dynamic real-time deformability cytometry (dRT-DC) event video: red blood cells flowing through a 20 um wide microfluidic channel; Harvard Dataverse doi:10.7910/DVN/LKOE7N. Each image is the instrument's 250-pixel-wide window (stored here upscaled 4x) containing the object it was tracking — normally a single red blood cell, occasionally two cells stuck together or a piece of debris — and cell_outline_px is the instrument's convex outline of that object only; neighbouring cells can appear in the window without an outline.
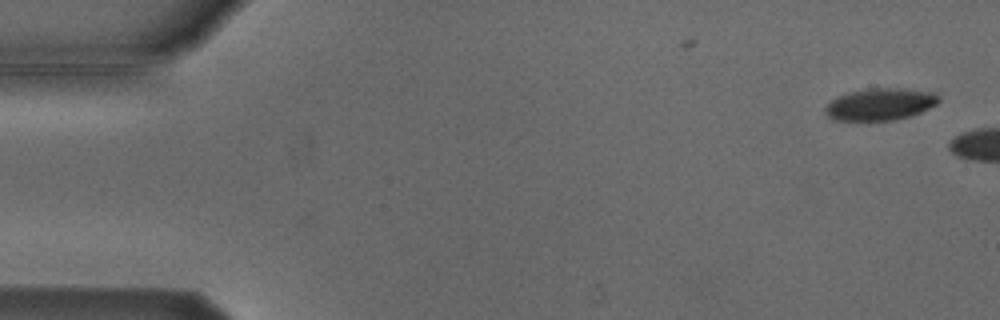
{"species": "Egyptian fruit bat (a non-hibernating species)", "species_latin": "Rousettus aegyptiacus", "temperature_condition": "cold", "stored_images_in_passage": 2, "camera_frame_rate_fps": 3000, "um_per_image_px": 0.085, "animal": {"sex": "male"}, "frame": {"image": 1, "passage_image": 2, "time_ms": 1.333, "image_size_px": [1000, 320], "cell_outline_px": [[940, 100], [936, 104], [912, 116], [892, 120], [832, 120], [824, 112], [824, 108], [832, 100], [840, 96], [852, 92], [872, 88], [904, 88], [932, 92], [940, 96]], "centroid_in_image_um": [74.84, 8.86], "position_along_channel_um": 10.2, "area_um2": 20.98}}